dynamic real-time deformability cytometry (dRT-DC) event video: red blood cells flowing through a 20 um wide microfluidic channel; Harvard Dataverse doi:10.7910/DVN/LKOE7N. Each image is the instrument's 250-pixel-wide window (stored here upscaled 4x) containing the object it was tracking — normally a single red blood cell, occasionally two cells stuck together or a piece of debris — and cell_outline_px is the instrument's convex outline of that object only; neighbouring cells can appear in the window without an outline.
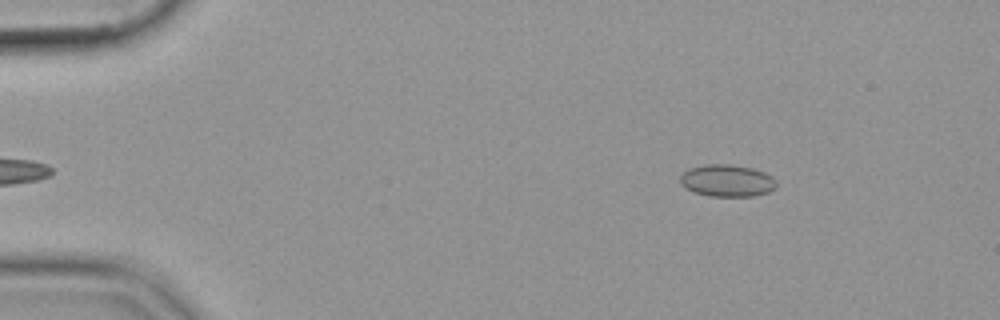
{"species": "common noctule bat (a hibernating species)", "species_latin": "Nyctalus noctula", "temperature_condition": "cold", "stored_images_in_passage": 34, "camera_frame_rate_fps": 3000, "um_per_image_px": 0.085, "animal": {"sex": "female", "body_mass_g": 19.9}, "frame": {"image": 1, "passage_image": 8, "time_ms": 2.333, "image_size_px": [1000, 320], "cell_outline_px": [[776, 188], [768, 192], [752, 196], [708, 196], [692, 192], [680, 184], [680, 176], [688, 168], [704, 164], [728, 164], [752, 168], [764, 172], [772, 176], [776, 180]], "centroid_in_image_um": [61.78, 15.35], "position_along_channel_um": 23.2, "area_um2": 18.15}}
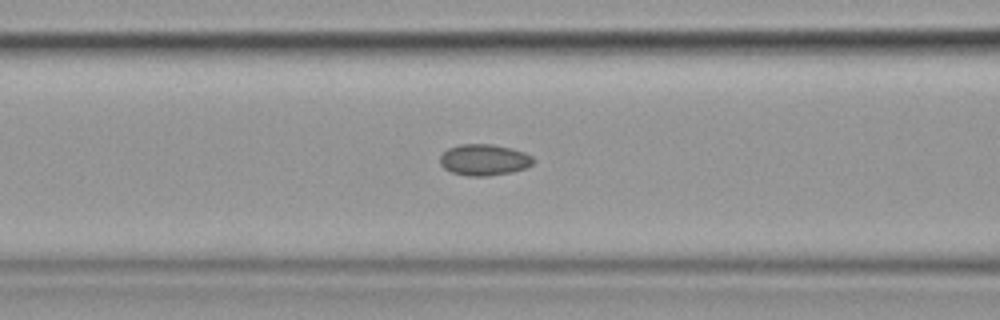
{"frame": {"image": 2, "passage_image": 23, "time_ms": 7.333, "image_size_px": [1000, 320], "cell_outline_px": [[536, 160], [532, 164], [524, 168], [512, 172], [488, 176], [468, 176], [452, 172], [444, 168], [440, 164], [440, 156], [448, 148], [460, 144], [492, 144], [512, 148], [524, 152], [532, 156]], "centroid_in_image_um": [41.16, 13.58], "position_along_channel_um": 125.4, "area_um2": 17.05}}
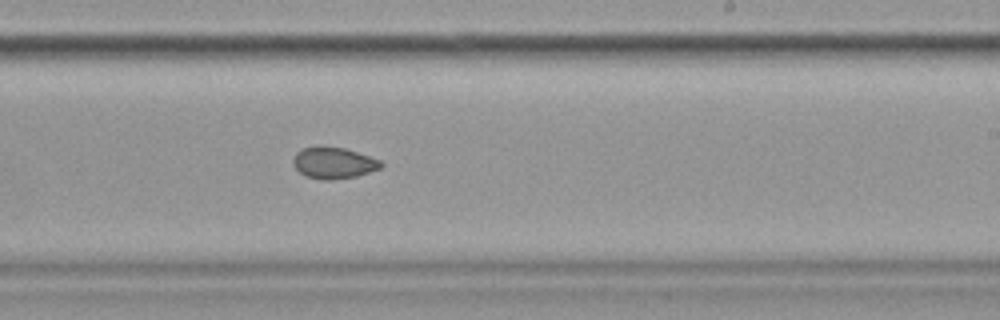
{"frame": {"image": 3, "passage_image": 34, "time_ms": 11.0, "image_size_px": [1000, 320], "cell_outline_px": [[384, 164], [380, 168], [356, 176], [328, 180], [324, 180], [304, 176], [292, 164], [292, 160], [296, 152], [304, 148], [344, 148], [380, 160]], "centroid_in_image_um": [28.34, 13.87], "position_along_channel_um": 260.7, "area_um2": 15.61}}